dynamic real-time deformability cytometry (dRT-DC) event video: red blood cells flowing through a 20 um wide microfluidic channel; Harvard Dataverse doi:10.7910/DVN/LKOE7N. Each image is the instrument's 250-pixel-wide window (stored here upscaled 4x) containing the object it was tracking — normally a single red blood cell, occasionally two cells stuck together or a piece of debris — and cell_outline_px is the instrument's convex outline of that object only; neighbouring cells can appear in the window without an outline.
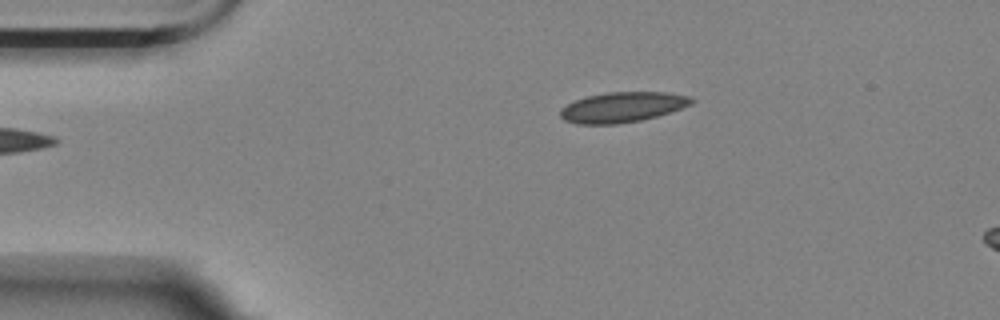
{"species": "Egyptian fruit bat (a non-hibernating species)", "species_latin": "Rousettus aegyptiacus", "temperature_condition": "room temperature", "stored_images_in_passage": 5, "camera_frame_rate_fps": 3000, "um_per_image_px": 0.085, "animal": {"sex": "female"}, "frame": {"image": 1, "passage_image": 5, "time_ms": 5.667, "image_size_px": [1000, 320], "cell_outline_px": [[696, 100], [692, 104], [656, 116], [640, 120], [616, 124], [576, 124], [564, 120], [560, 116], [560, 108], [576, 100], [588, 96], [608, 92], [664, 92], [692, 96]], "centroid_in_image_um": [52.91, 9.1], "position_along_channel_um": 32.1, "area_um2": 23.0}}